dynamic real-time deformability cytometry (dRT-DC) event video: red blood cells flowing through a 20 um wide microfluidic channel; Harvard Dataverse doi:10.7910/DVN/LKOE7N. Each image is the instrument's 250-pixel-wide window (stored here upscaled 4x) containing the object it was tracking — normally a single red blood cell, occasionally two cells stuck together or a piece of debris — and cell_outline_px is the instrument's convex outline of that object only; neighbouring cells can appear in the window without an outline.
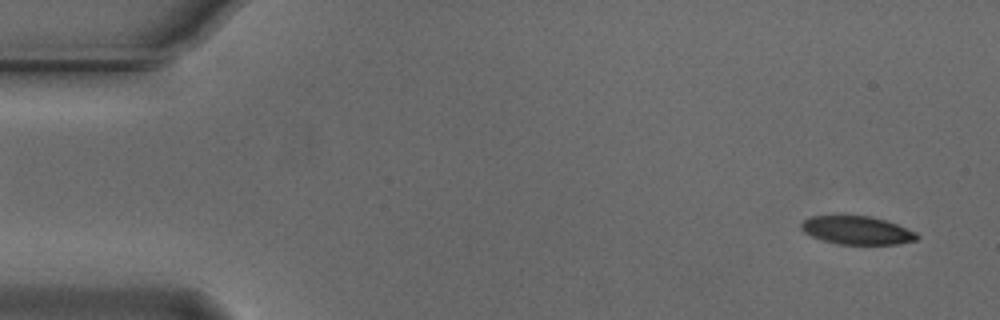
{"species": "Egyptian fruit bat (a non-hibernating species)", "species_latin": "Rousettus aegyptiacus", "temperature_condition": "cold", "stored_images_in_passage": 53, "camera_frame_rate_fps": 3000, "um_per_image_px": 0.085, "animal": {"sex": "male"}, "frame": {"image": 1, "passage_image": 1, "time_ms": 0.0, "image_size_px": [1000, 320], "cell_outline_px": [[920, 236], [916, 240], [900, 244], [836, 244], [812, 236], [804, 232], [800, 228], [800, 224], [804, 220], [812, 216], [872, 216], [896, 224], [916, 232]], "centroid_in_image_um": [72.85, 19.58], "position_along_channel_um": 12.1, "area_um2": 18.96}}
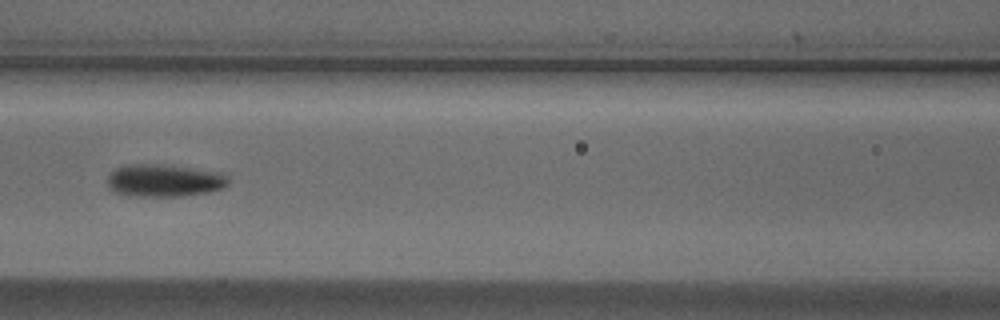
{"frame": {"image": 2, "passage_image": 22, "time_ms": 7.0, "image_size_px": [1000, 320], "cell_outline_px": [[228, 184], [224, 188], [208, 192], [184, 196], [132, 196], [112, 192], [108, 188], [108, 176], [116, 168], [128, 164], [156, 164], [224, 172], [228, 176]], "centroid_in_image_um": [13.97, 15.35], "position_along_channel_um": 152.6, "area_um2": 23.06}}
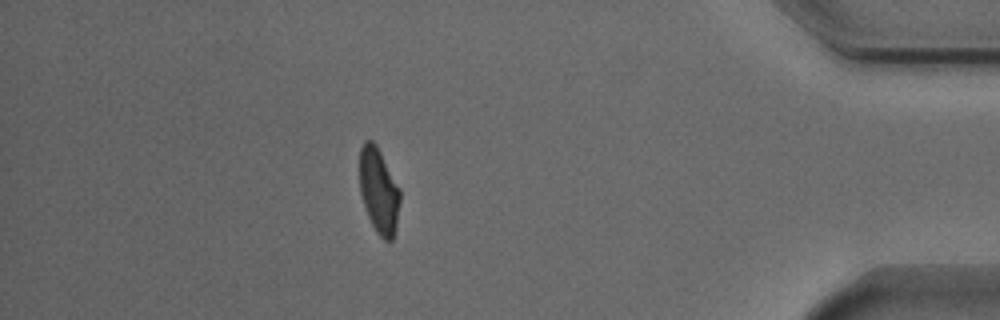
{"frame": {"image": 3, "passage_image": 46, "time_ms": 15.0, "image_size_px": [1000, 320], "cell_outline_px": [[400, 200], [396, 228], [392, 240], [384, 240], [376, 232], [368, 216], [360, 192], [360, 148], [364, 140], [372, 140], [376, 144], [400, 188]], "centroid_in_image_um": [32.2, 16.2], "position_along_channel_um": 403.0, "area_um2": 20.06}, "authors_computed_cell_mechanics": {"area_um2": 21.1548, "velocity_mm_per_s": 3.7273, "shape_relaxation_time_tau1_ms": 4.1198, "shape_relaxation_time_tau2_ms": 1.6703, "deformation_change_tau1": 0.1398, "deformation_change_tau2": 0.0708}}